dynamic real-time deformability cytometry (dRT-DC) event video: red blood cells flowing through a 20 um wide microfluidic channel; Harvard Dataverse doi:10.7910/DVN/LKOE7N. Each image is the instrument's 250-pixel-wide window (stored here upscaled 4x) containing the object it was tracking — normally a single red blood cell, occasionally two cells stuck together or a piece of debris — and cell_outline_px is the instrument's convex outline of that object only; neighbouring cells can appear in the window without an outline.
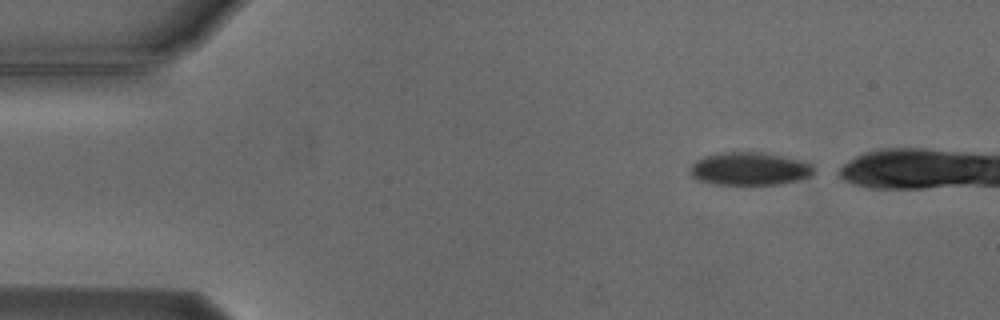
{"species": "Egyptian fruit bat (a non-hibernating species)", "species_latin": "Rousettus aegyptiacus", "temperature_condition": "cold", "stored_images_in_passage": 4, "camera_frame_rate_fps": 3000, "um_per_image_px": 0.085, "animal": {"sex": "male"}, "frame": {"image": 1, "passage_image": 1, "time_ms": 0.0, "image_size_px": [1000, 320], "cell_outline_px": [[812, 172], [808, 176], [796, 180], [780, 184], [712, 184], [696, 180], [688, 172], [688, 168], [696, 160], [704, 156], [724, 152], [768, 152], [800, 160], [812, 164]], "centroid_in_image_um": [63.64, 14.33], "position_along_channel_um": 21.4, "area_um2": 23.81}}